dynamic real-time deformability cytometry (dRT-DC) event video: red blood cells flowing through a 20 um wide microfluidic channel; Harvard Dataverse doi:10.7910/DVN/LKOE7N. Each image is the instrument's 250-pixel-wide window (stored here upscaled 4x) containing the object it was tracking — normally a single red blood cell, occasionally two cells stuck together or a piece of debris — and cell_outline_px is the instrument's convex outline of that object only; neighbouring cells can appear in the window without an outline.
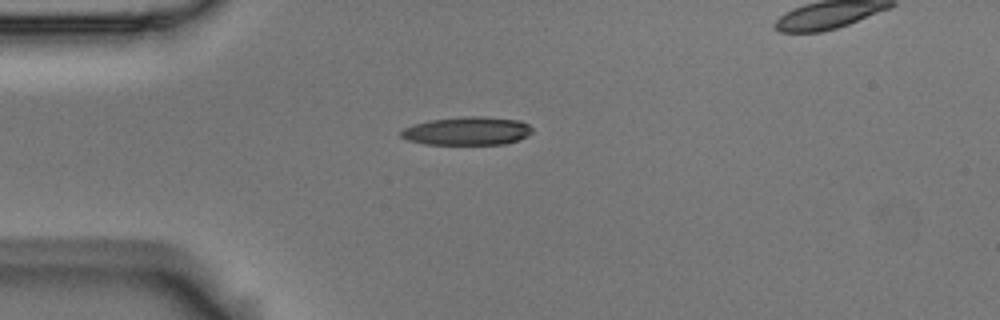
{"species": "Egyptian fruit bat (a non-hibernating species)", "species_latin": "Rousettus aegyptiacus", "temperature_condition": "room temperature", "stored_images_in_passage": 3, "camera_frame_rate_fps": 3000, "um_per_image_px": 0.085, "animal": {"sex": "male"}, "frame": {"image": 1, "passage_image": 3, "time_ms": 0.667, "image_size_px": [1000, 320], "cell_outline_px": [[532, 132], [528, 136], [504, 144], [424, 144], [408, 140], [400, 136], [400, 132], [404, 128], [428, 120], [464, 116], [484, 116], [520, 120], [528, 124], [532, 128]], "centroid_in_image_um": [39.72, 11.12], "position_along_channel_um": 45.3, "area_um2": 21.68}}